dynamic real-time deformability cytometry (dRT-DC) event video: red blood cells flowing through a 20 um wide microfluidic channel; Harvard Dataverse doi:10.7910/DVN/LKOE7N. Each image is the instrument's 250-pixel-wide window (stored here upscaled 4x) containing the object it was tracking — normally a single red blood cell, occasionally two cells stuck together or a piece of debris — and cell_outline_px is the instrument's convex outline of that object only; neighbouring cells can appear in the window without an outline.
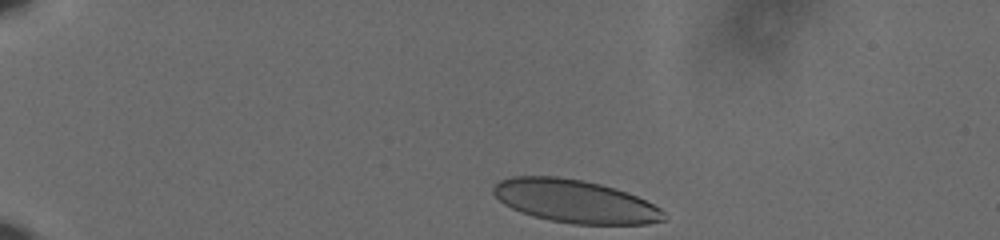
{"species": "human", "species_latin": "Homo sapiens", "temperature_condition": "cold", "stored_images_in_passage": 41, "camera_frame_rate_fps": 3000, "um_per_image_px": 0.085, "donor": {"sex": "male"}, "frame": {"image": 1, "passage_image": 1, "time_ms": 0.0, "image_size_px": [1000, 240], "cell_outline_px": [[664, 220], [648, 224], [572, 224], [548, 220], [532, 216], [520, 212], [504, 204], [492, 192], [492, 188], [500, 180], [512, 176], [556, 176], [584, 180], [616, 188], [628, 192], [660, 208], [664, 212]], "centroid_in_image_um": [48.85, 17.1], "position_along_channel_um": 36.1, "area_um2": 42.77}}
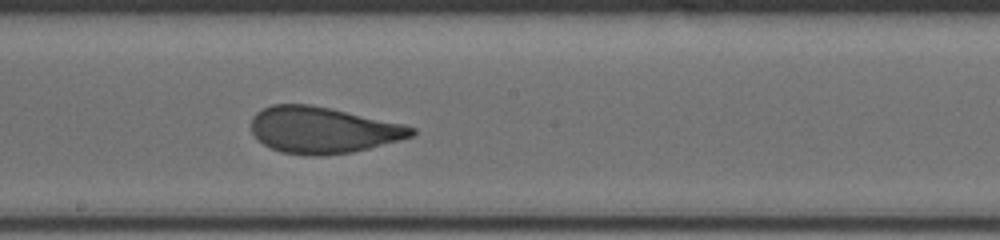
{"frame": {"image": 2, "passage_image": 23, "time_ms": 7.333, "image_size_px": [1000, 240], "cell_outline_px": [[416, 132], [412, 136], [400, 140], [352, 152], [324, 156], [308, 156], [280, 152], [264, 144], [252, 132], [252, 116], [256, 112], [272, 104], [308, 104], [328, 108], [404, 124], [416, 128]], "centroid_in_image_um": [27.43, 11.06], "position_along_channel_um": 220.8, "area_um2": 43.12}}
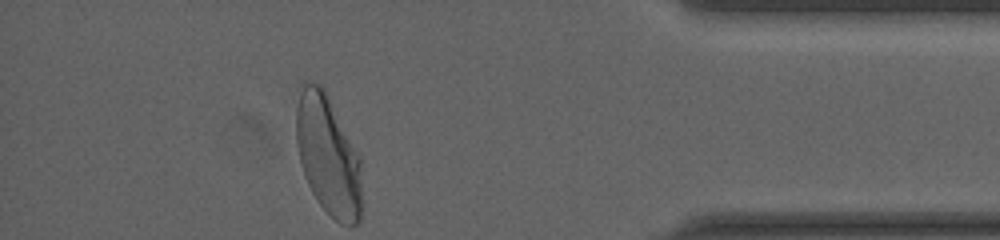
{"frame": {"image": 3, "passage_image": 41, "time_ms": 13.333, "image_size_px": [1000, 240], "cell_outline_px": [[360, 220], [356, 224], [340, 224], [320, 204], [312, 192], [304, 176], [296, 144], [296, 108], [300, 92], [304, 80], [308, 80], [320, 84], [324, 88], [360, 160]], "centroid_in_image_um": [27.84, 13.18], "position_along_channel_um": 407.4, "area_um2": 45.03}, "authors_computed_cell_mechanics": {"area_um2": 43.5234, "velocity_mm_per_s": 3.6147, "shape_relaxation_time_tau1_ms": 5.1634, "shape_relaxation_time_tau2_ms": null, "deformation_change_tau1": 0.1696, "deformation_change_tau2": null}}